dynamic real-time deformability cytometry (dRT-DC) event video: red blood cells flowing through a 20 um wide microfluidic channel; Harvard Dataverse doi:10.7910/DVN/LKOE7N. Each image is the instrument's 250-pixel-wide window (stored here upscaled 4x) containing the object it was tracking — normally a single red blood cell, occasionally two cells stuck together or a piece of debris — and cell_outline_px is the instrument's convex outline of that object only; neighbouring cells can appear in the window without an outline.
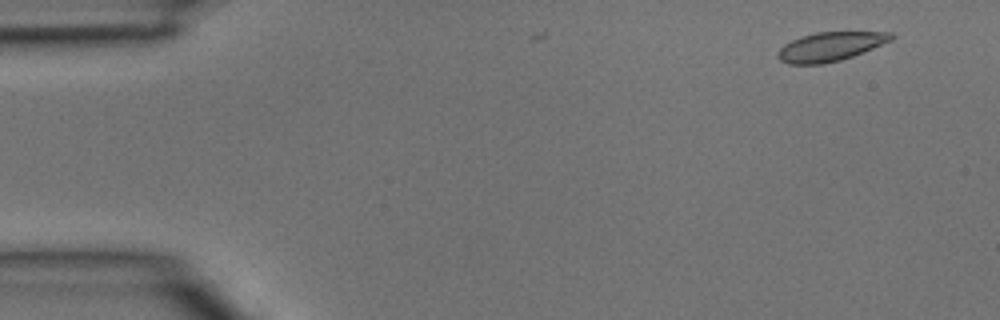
{"species": "common noctule bat (a hibernating species)", "species_latin": "Nyctalus noctula", "temperature_condition": "room temperature", "stored_images_in_passage": 3, "camera_frame_rate_fps": 3000, "um_per_image_px": 0.085, "animal": {"sex": "male", "body_mass_g": 15.6}, "frame": {"image": 1, "passage_image": 1, "time_ms": 0.0, "image_size_px": [1000, 320], "cell_outline_px": [[896, 36], [892, 40], [852, 56], [840, 60], [824, 64], [788, 64], [780, 60], [776, 56], [776, 52], [784, 44], [792, 40], [816, 32], [892, 32]], "centroid_in_image_um": [70.56, 3.96], "position_along_channel_um": 14.4, "area_um2": 19.07}}